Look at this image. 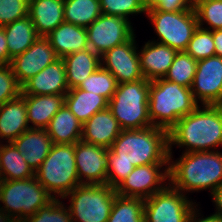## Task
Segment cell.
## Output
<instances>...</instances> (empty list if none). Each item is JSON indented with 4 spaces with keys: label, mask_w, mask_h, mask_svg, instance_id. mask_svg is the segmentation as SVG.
I'll list each match as a JSON object with an SVG mask.
<instances>
[{
    "label": "cell",
    "mask_w": 222,
    "mask_h": 222,
    "mask_svg": "<svg viewBox=\"0 0 222 222\" xmlns=\"http://www.w3.org/2000/svg\"><path fill=\"white\" fill-rule=\"evenodd\" d=\"M168 161L167 130L156 126L122 130L108 150L107 184L115 189L134 167Z\"/></svg>",
    "instance_id": "1"
},
{
    "label": "cell",
    "mask_w": 222,
    "mask_h": 222,
    "mask_svg": "<svg viewBox=\"0 0 222 222\" xmlns=\"http://www.w3.org/2000/svg\"><path fill=\"white\" fill-rule=\"evenodd\" d=\"M200 105L180 118L168 131L169 154L172 146L185 147V153L214 151L222 146V105ZM211 148V149H210Z\"/></svg>",
    "instance_id": "2"
},
{
    "label": "cell",
    "mask_w": 222,
    "mask_h": 222,
    "mask_svg": "<svg viewBox=\"0 0 222 222\" xmlns=\"http://www.w3.org/2000/svg\"><path fill=\"white\" fill-rule=\"evenodd\" d=\"M172 155L169 154L168 183L183 194L205 189H210L212 193L222 185L220 151L183 152L175 161Z\"/></svg>",
    "instance_id": "3"
},
{
    "label": "cell",
    "mask_w": 222,
    "mask_h": 222,
    "mask_svg": "<svg viewBox=\"0 0 222 222\" xmlns=\"http://www.w3.org/2000/svg\"><path fill=\"white\" fill-rule=\"evenodd\" d=\"M198 106L191 88L164 78L150 81L148 109L152 126L169 131L180 118Z\"/></svg>",
    "instance_id": "4"
},
{
    "label": "cell",
    "mask_w": 222,
    "mask_h": 222,
    "mask_svg": "<svg viewBox=\"0 0 222 222\" xmlns=\"http://www.w3.org/2000/svg\"><path fill=\"white\" fill-rule=\"evenodd\" d=\"M54 198L34 176L25 180H0V222L23 221Z\"/></svg>",
    "instance_id": "5"
},
{
    "label": "cell",
    "mask_w": 222,
    "mask_h": 222,
    "mask_svg": "<svg viewBox=\"0 0 222 222\" xmlns=\"http://www.w3.org/2000/svg\"><path fill=\"white\" fill-rule=\"evenodd\" d=\"M150 81L145 78L117 84L108 109L122 130L142 129L152 126L149 117L148 98Z\"/></svg>",
    "instance_id": "6"
},
{
    "label": "cell",
    "mask_w": 222,
    "mask_h": 222,
    "mask_svg": "<svg viewBox=\"0 0 222 222\" xmlns=\"http://www.w3.org/2000/svg\"><path fill=\"white\" fill-rule=\"evenodd\" d=\"M35 177L54 199H63L81 185L77 175L75 144H53Z\"/></svg>",
    "instance_id": "7"
},
{
    "label": "cell",
    "mask_w": 222,
    "mask_h": 222,
    "mask_svg": "<svg viewBox=\"0 0 222 222\" xmlns=\"http://www.w3.org/2000/svg\"><path fill=\"white\" fill-rule=\"evenodd\" d=\"M116 196L108 184H81L63 199L71 197L68 208L72 222H107Z\"/></svg>",
    "instance_id": "8"
},
{
    "label": "cell",
    "mask_w": 222,
    "mask_h": 222,
    "mask_svg": "<svg viewBox=\"0 0 222 222\" xmlns=\"http://www.w3.org/2000/svg\"><path fill=\"white\" fill-rule=\"evenodd\" d=\"M147 17L153 24L159 37L160 44L167 45L177 52L185 51L193 33L198 28L195 9L168 12L160 10H147Z\"/></svg>",
    "instance_id": "9"
},
{
    "label": "cell",
    "mask_w": 222,
    "mask_h": 222,
    "mask_svg": "<svg viewBox=\"0 0 222 222\" xmlns=\"http://www.w3.org/2000/svg\"><path fill=\"white\" fill-rule=\"evenodd\" d=\"M168 183L144 200L145 222H187L198 206Z\"/></svg>",
    "instance_id": "10"
},
{
    "label": "cell",
    "mask_w": 222,
    "mask_h": 222,
    "mask_svg": "<svg viewBox=\"0 0 222 222\" xmlns=\"http://www.w3.org/2000/svg\"><path fill=\"white\" fill-rule=\"evenodd\" d=\"M128 19L101 14L87 28L88 45L98 55L132 39L133 26Z\"/></svg>",
    "instance_id": "11"
},
{
    "label": "cell",
    "mask_w": 222,
    "mask_h": 222,
    "mask_svg": "<svg viewBox=\"0 0 222 222\" xmlns=\"http://www.w3.org/2000/svg\"><path fill=\"white\" fill-rule=\"evenodd\" d=\"M163 166H165L164 170L161 169ZM166 180H169L168 164L141 165L134 167L133 171L115 188V192L122 197L145 200L161 191L167 185Z\"/></svg>",
    "instance_id": "12"
},
{
    "label": "cell",
    "mask_w": 222,
    "mask_h": 222,
    "mask_svg": "<svg viewBox=\"0 0 222 222\" xmlns=\"http://www.w3.org/2000/svg\"><path fill=\"white\" fill-rule=\"evenodd\" d=\"M191 91L201 105H222V57L214 55L197 61Z\"/></svg>",
    "instance_id": "13"
},
{
    "label": "cell",
    "mask_w": 222,
    "mask_h": 222,
    "mask_svg": "<svg viewBox=\"0 0 222 222\" xmlns=\"http://www.w3.org/2000/svg\"><path fill=\"white\" fill-rule=\"evenodd\" d=\"M135 36L101 55V66L116 79L117 84L134 82L144 78L140 70L139 50Z\"/></svg>",
    "instance_id": "14"
},
{
    "label": "cell",
    "mask_w": 222,
    "mask_h": 222,
    "mask_svg": "<svg viewBox=\"0 0 222 222\" xmlns=\"http://www.w3.org/2000/svg\"><path fill=\"white\" fill-rule=\"evenodd\" d=\"M108 150L83 140L75 143V161L80 184H107Z\"/></svg>",
    "instance_id": "15"
},
{
    "label": "cell",
    "mask_w": 222,
    "mask_h": 222,
    "mask_svg": "<svg viewBox=\"0 0 222 222\" xmlns=\"http://www.w3.org/2000/svg\"><path fill=\"white\" fill-rule=\"evenodd\" d=\"M58 59L55 50L46 37L37 40L22 54L15 56L10 63L18 84L22 87L46 66Z\"/></svg>",
    "instance_id": "16"
},
{
    "label": "cell",
    "mask_w": 222,
    "mask_h": 222,
    "mask_svg": "<svg viewBox=\"0 0 222 222\" xmlns=\"http://www.w3.org/2000/svg\"><path fill=\"white\" fill-rule=\"evenodd\" d=\"M68 90L64 61L58 58L29 79L22 86L21 95H57Z\"/></svg>",
    "instance_id": "17"
},
{
    "label": "cell",
    "mask_w": 222,
    "mask_h": 222,
    "mask_svg": "<svg viewBox=\"0 0 222 222\" xmlns=\"http://www.w3.org/2000/svg\"><path fill=\"white\" fill-rule=\"evenodd\" d=\"M140 50V70L148 81L164 78L177 53L175 49L153 40L146 42Z\"/></svg>",
    "instance_id": "18"
},
{
    "label": "cell",
    "mask_w": 222,
    "mask_h": 222,
    "mask_svg": "<svg viewBox=\"0 0 222 222\" xmlns=\"http://www.w3.org/2000/svg\"><path fill=\"white\" fill-rule=\"evenodd\" d=\"M121 131L118 121L107 108L96 112L82 125L81 140L110 149Z\"/></svg>",
    "instance_id": "19"
},
{
    "label": "cell",
    "mask_w": 222,
    "mask_h": 222,
    "mask_svg": "<svg viewBox=\"0 0 222 222\" xmlns=\"http://www.w3.org/2000/svg\"><path fill=\"white\" fill-rule=\"evenodd\" d=\"M24 160L36 172L53 146L46 129L30 128L12 142Z\"/></svg>",
    "instance_id": "20"
},
{
    "label": "cell",
    "mask_w": 222,
    "mask_h": 222,
    "mask_svg": "<svg viewBox=\"0 0 222 222\" xmlns=\"http://www.w3.org/2000/svg\"><path fill=\"white\" fill-rule=\"evenodd\" d=\"M64 0H29L28 16L39 37H46L64 22Z\"/></svg>",
    "instance_id": "21"
},
{
    "label": "cell",
    "mask_w": 222,
    "mask_h": 222,
    "mask_svg": "<svg viewBox=\"0 0 222 222\" xmlns=\"http://www.w3.org/2000/svg\"><path fill=\"white\" fill-rule=\"evenodd\" d=\"M58 58L89 48L85 27L62 22L46 36Z\"/></svg>",
    "instance_id": "22"
},
{
    "label": "cell",
    "mask_w": 222,
    "mask_h": 222,
    "mask_svg": "<svg viewBox=\"0 0 222 222\" xmlns=\"http://www.w3.org/2000/svg\"><path fill=\"white\" fill-rule=\"evenodd\" d=\"M31 126L27 120L25 99L21 95L0 106V139L7 140L6 143L13 142Z\"/></svg>",
    "instance_id": "23"
},
{
    "label": "cell",
    "mask_w": 222,
    "mask_h": 222,
    "mask_svg": "<svg viewBox=\"0 0 222 222\" xmlns=\"http://www.w3.org/2000/svg\"><path fill=\"white\" fill-rule=\"evenodd\" d=\"M25 99L28 124L46 129L52 117L65 105V94L21 95Z\"/></svg>",
    "instance_id": "24"
},
{
    "label": "cell",
    "mask_w": 222,
    "mask_h": 222,
    "mask_svg": "<svg viewBox=\"0 0 222 222\" xmlns=\"http://www.w3.org/2000/svg\"><path fill=\"white\" fill-rule=\"evenodd\" d=\"M69 89L77 88L101 66V56L90 48L69 54L62 58Z\"/></svg>",
    "instance_id": "25"
},
{
    "label": "cell",
    "mask_w": 222,
    "mask_h": 222,
    "mask_svg": "<svg viewBox=\"0 0 222 222\" xmlns=\"http://www.w3.org/2000/svg\"><path fill=\"white\" fill-rule=\"evenodd\" d=\"M65 106L84 124L96 112L108 108V100L101 95L82 89H69L65 94Z\"/></svg>",
    "instance_id": "26"
},
{
    "label": "cell",
    "mask_w": 222,
    "mask_h": 222,
    "mask_svg": "<svg viewBox=\"0 0 222 222\" xmlns=\"http://www.w3.org/2000/svg\"><path fill=\"white\" fill-rule=\"evenodd\" d=\"M82 123L64 105L46 128L53 144H75L81 140Z\"/></svg>",
    "instance_id": "27"
},
{
    "label": "cell",
    "mask_w": 222,
    "mask_h": 222,
    "mask_svg": "<svg viewBox=\"0 0 222 222\" xmlns=\"http://www.w3.org/2000/svg\"><path fill=\"white\" fill-rule=\"evenodd\" d=\"M3 27L7 40L10 64L15 56L24 53L39 36L29 16Z\"/></svg>",
    "instance_id": "28"
},
{
    "label": "cell",
    "mask_w": 222,
    "mask_h": 222,
    "mask_svg": "<svg viewBox=\"0 0 222 222\" xmlns=\"http://www.w3.org/2000/svg\"><path fill=\"white\" fill-rule=\"evenodd\" d=\"M35 176V172L24 160L15 145L0 143V180H25Z\"/></svg>",
    "instance_id": "29"
},
{
    "label": "cell",
    "mask_w": 222,
    "mask_h": 222,
    "mask_svg": "<svg viewBox=\"0 0 222 222\" xmlns=\"http://www.w3.org/2000/svg\"><path fill=\"white\" fill-rule=\"evenodd\" d=\"M64 22L87 28L102 13L100 0H64Z\"/></svg>",
    "instance_id": "30"
},
{
    "label": "cell",
    "mask_w": 222,
    "mask_h": 222,
    "mask_svg": "<svg viewBox=\"0 0 222 222\" xmlns=\"http://www.w3.org/2000/svg\"><path fill=\"white\" fill-rule=\"evenodd\" d=\"M107 222H145L144 199L117 195Z\"/></svg>",
    "instance_id": "31"
},
{
    "label": "cell",
    "mask_w": 222,
    "mask_h": 222,
    "mask_svg": "<svg viewBox=\"0 0 222 222\" xmlns=\"http://www.w3.org/2000/svg\"><path fill=\"white\" fill-rule=\"evenodd\" d=\"M197 61L185 51L177 52L164 79L191 88Z\"/></svg>",
    "instance_id": "32"
},
{
    "label": "cell",
    "mask_w": 222,
    "mask_h": 222,
    "mask_svg": "<svg viewBox=\"0 0 222 222\" xmlns=\"http://www.w3.org/2000/svg\"><path fill=\"white\" fill-rule=\"evenodd\" d=\"M78 88L101 95L109 101L116 91L117 81L108 70L100 66Z\"/></svg>",
    "instance_id": "33"
},
{
    "label": "cell",
    "mask_w": 222,
    "mask_h": 222,
    "mask_svg": "<svg viewBox=\"0 0 222 222\" xmlns=\"http://www.w3.org/2000/svg\"><path fill=\"white\" fill-rule=\"evenodd\" d=\"M198 26L206 30L222 29V0H205L194 6ZM208 27H203L204 24Z\"/></svg>",
    "instance_id": "34"
},
{
    "label": "cell",
    "mask_w": 222,
    "mask_h": 222,
    "mask_svg": "<svg viewBox=\"0 0 222 222\" xmlns=\"http://www.w3.org/2000/svg\"><path fill=\"white\" fill-rule=\"evenodd\" d=\"M101 13L119 16L129 20V16L147 12L146 0H100Z\"/></svg>",
    "instance_id": "35"
},
{
    "label": "cell",
    "mask_w": 222,
    "mask_h": 222,
    "mask_svg": "<svg viewBox=\"0 0 222 222\" xmlns=\"http://www.w3.org/2000/svg\"><path fill=\"white\" fill-rule=\"evenodd\" d=\"M185 52L190 54L196 61L214 56L215 46L213 42V31L198 26Z\"/></svg>",
    "instance_id": "36"
},
{
    "label": "cell",
    "mask_w": 222,
    "mask_h": 222,
    "mask_svg": "<svg viewBox=\"0 0 222 222\" xmlns=\"http://www.w3.org/2000/svg\"><path fill=\"white\" fill-rule=\"evenodd\" d=\"M62 203L60 199H53L23 222H72L69 208Z\"/></svg>",
    "instance_id": "37"
},
{
    "label": "cell",
    "mask_w": 222,
    "mask_h": 222,
    "mask_svg": "<svg viewBox=\"0 0 222 222\" xmlns=\"http://www.w3.org/2000/svg\"><path fill=\"white\" fill-rule=\"evenodd\" d=\"M22 87L18 84L9 65L0 66V106L21 95Z\"/></svg>",
    "instance_id": "38"
},
{
    "label": "cell",
    "mask_w": 222,
    "mask_h": 222,
    "mask_svg": "<svg viewBox=\"0 0 222 222\" xmlns=\"http://www.w3.org/2000/svg\"><path fill=\"white\" fill-rule=\"evenodd\" d=\"M29 0H0V26L28 16Z\"/></svg>",
    "instance_id": "39"
},
{
    "label": "cell",
    "mask_w": 222,
    "mask_h": 222,
    "mask_svg": "<svg viewBox=\"0 0 222 222\" xmlns=\"http://www.w3.org/2000/svg\"><path fill=\"white\" fill-rule=\"evenodd\" d=\"M147 10L178 12L191 7L189 0H146Z\"/></svg>",
    "instance_id": "40"
},
{
    "label": "cell",
    "mask_w": 222,
    "mask_h": 222,
    "mask_svg": "<svg viewBox=\"0 0 222 222\" xmlns=\"http://www.w3.org/2000/svg\"><path fill=\"white\" fill-rule=\"evenodd\" d=\"M9 65V52L4 27L0 26V66Z\"/></svg>",
    "instance_id": "41"
},
{
    "label": "cell",
    "mask_w": 222,
    "mask_h": 222,
    "mask_svg": "<svg viewBox=\"0 0 222 222\" xmlns=\"http://www.w3.org/2000/svg\"><path fill=\"white\" fill-rule=\"evenodd\" d=\"M199 216H200L199 210L195 208L187 222H222V217L216 214H212L205 218L201 217L197 218Z\"/></svg>",
    "instance_id": "42"
},
{
    "label": "cell",
    "mask_w": 222,
    "mask_h": 222,
    "mask_svg": "<svg viewBox=\"0 0 222 222\" xmlns=\"http://www.w3.org/2000/svg\"><path fill=\"white\" fill-rule=\"evenodd\" d=\"M211 196L213 197L212 200L215 203L216 212L214 214L219 215L222 217V185L215 189Z\"/></svg>",
    "instance_id": "43"
},
{
    "label": "cell",
    "mask_w": 222,
    "mask_h": 222,
    "mask_svg": "<svg viewBox=\"0 0 222 222\" xmlns=\"http://www.w3.org/2000/svg\"><path fill=\"white\" fill-rule=\"evenodd\" d=\"M213 42L215 46V55L222 57V29L213 31Z\"/></svg>",
    "instance_id": "44"
},
{
    "label": "cell",
    "mask_w": 222,
    "mask_h": 222,
    "mask_svg": "<svg viewBox=\"0 0 222 222\" xmlns=\"http://www.w3.org/2000/svg\"><path fill=\"white\" fill-rule=\"evenodd\" d=\"M189 1H190L191 6L194 7L198 2L205 1V0H189Z\"/></svg>",
    "instance_id": "45"
},
{
    "label": "cell",
    "mask_w": 222,
    "mask_h": 222,
    "mask_svg": "<svg viewBox=\"0 0 222 222\" xmlns=\"http://www.w3.org/2000/svg\"><path fill=\"white\" fill-rule=\"evenodd\" d=\"M1 222H23V221H1Z\"/></svg>",
    "instance_id": "46"
}]
</instances>
